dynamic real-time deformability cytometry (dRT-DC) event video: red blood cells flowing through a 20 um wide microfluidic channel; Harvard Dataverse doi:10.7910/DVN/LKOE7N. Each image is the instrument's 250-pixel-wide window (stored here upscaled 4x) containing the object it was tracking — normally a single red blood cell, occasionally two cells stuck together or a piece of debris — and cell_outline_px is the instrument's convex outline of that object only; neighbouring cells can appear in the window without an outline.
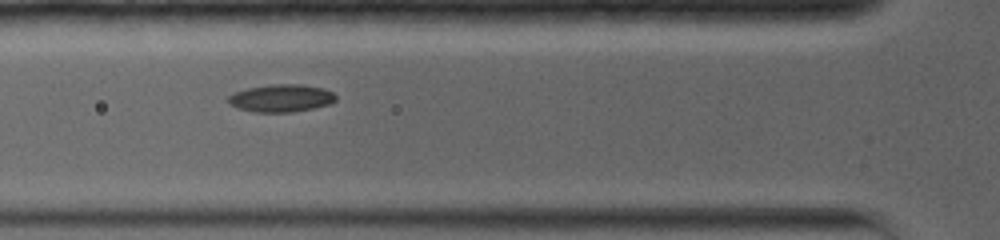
{"species": "common noctule bat (a hibernating species)", "species_latin": "Nyctalus noctula", "temperature_condition": "warm", "stored_images_in_passage": 5, "camera_frame_rate_fps": 5000, "um_per_image_px": 0.085, "animal": {"sex": "female", "body_mass_g": 19.0, "forearm_length_mm": 56.7}, "frame": {"image": 1, "passage_image": 3, "time_ms": 0.8, "image_size_px": [1000, 240], "cell_outline_px": [[336, 100], [328, 104], [312, 108], [292, 112], [252, 112], [236, 108], [228, 104], [228, 96], [232, 92], [248, 88], [272, 84], [300, 84], [324, 88], [332, 92], [336, 96]], "centroid_in_image_um": [23.85, 8.34], "position_along_channel_um": 102.0, "area_um2": 17.4}}